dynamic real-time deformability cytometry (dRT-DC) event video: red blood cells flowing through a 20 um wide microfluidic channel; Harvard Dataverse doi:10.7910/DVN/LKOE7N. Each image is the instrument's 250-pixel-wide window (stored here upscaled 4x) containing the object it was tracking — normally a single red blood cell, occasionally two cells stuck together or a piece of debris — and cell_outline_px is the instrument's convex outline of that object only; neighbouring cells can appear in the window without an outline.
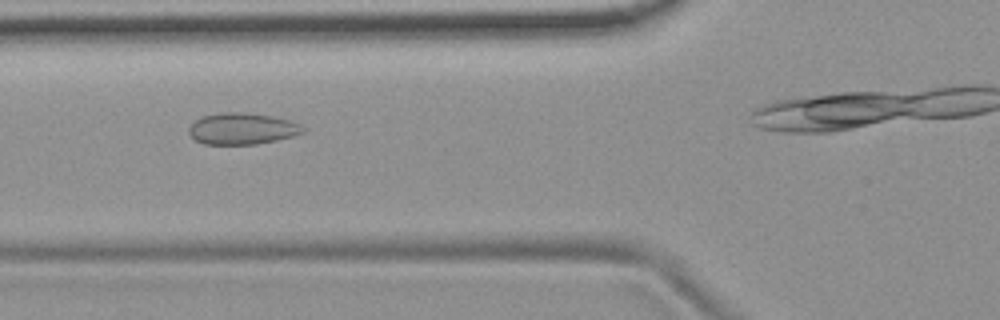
{"species": "common noctule bat (a hibernating species)", "species_latin": "Nyctalus noctula", "temperature_condition": "room temperature", "stored_images_in_passage": 32, "camera_frame_rate_fps": 3000, "um_per_image_px": 0.085, "animal": {"sex": "female", "body_mass_g": 19.9}, "frame": {"image": 1, "passage_image": 8, "time_ms": 2.333, "image_size_px": [1000, 320], "cell_outline_px": [[304, 132], [292, 136], [276, 140], [256, 144], [204, 144], [196, 140], [188, 132], [188, 128], [200, 116], [224, 112], [240, 112], [272, 116], [292, 120], [300, 124], [304, 128]], "centroid_in_image_um": [20.58, 10.93], "position_along_channel_um": 105.2, "area_um2": 20.87}}
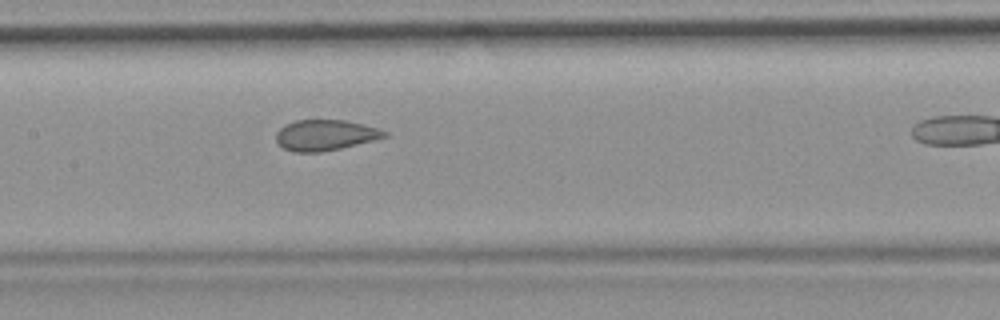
{"frame": {"image": 2, "passage_image": 14, "time_ms": 4.333, "image_size_px": [1000, 320], "cell_outline_px": [[388, 136], [340, 148], [320, 152], [292, 152], [284, 148], [276, 140], [276, 132], [280, 128], [296, 120], [344, 120], [376, 128], [388, 132]], "centroid_in_image_um": [27.61, 11.49], "position_along_channel_um": 179.8, "area_um2": 19.02}}
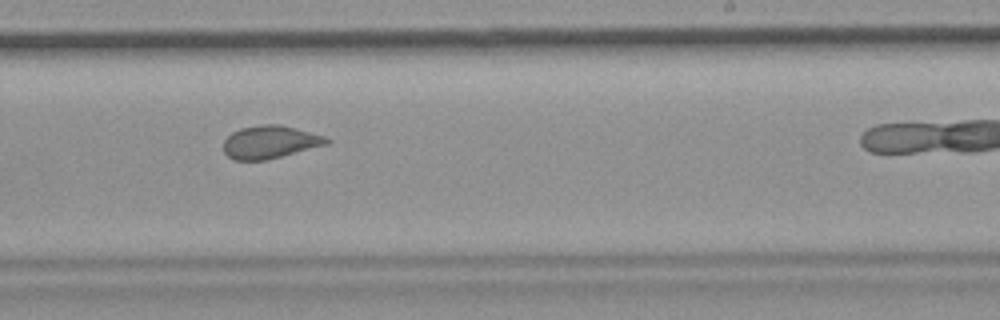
{"frame": {"image": 3, "passage_image": 21, "time_ms": 6.667, "image_size_px": [1000, 320], "cell_outline_px": [[332, 140], [328, 144], [264, 160], [236, 160], [228, 156], [224, 152], [224, 140], [232, 132], [240, 128], [260, 124], [276, 124], [324, 136]], "centroid_in_image_um": [22.91, 12.07], "position_along_channel_um": 266.1, "area_um2": 19.36}}